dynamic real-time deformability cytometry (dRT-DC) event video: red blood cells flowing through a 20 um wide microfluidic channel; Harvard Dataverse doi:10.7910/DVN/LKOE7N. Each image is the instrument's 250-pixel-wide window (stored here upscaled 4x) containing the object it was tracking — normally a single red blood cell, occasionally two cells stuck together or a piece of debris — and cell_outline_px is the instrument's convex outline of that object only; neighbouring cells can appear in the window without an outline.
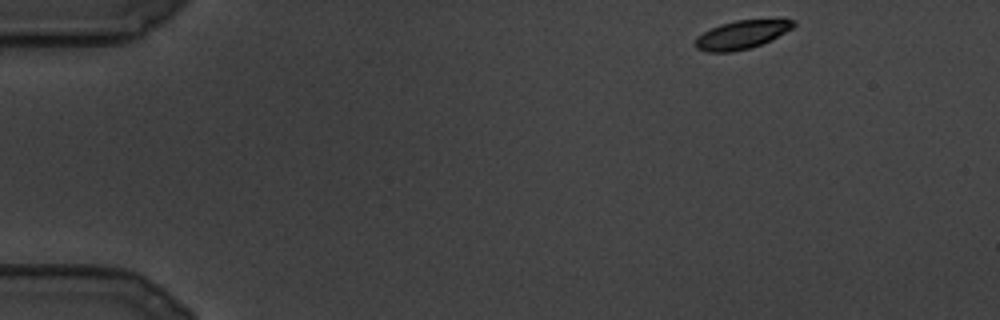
{"species": "common noctule bat (a hibernating species)", "species_latin": "Nyctalus noctula", "temperature_condition": "cold", "stored_images_in_passage": 17, "camera_frame_rate_fps": 3000, "um_per_image_px": 0.085, "animal": {"sex": "male", "body_mass_g": 19.5, "forearm_length_mm": 54.6}, "frame": {"image": 1, "passage_image": 1, "time_ms": 0.0, "image_size_px": [1000, 320], "cell_outline_px": [[796, 24], [792, 28], [760, 44], [748, 48], [732, 52], [708, 52], [696, 48], [696, 36], [720, 24], [736, 20], [784, 16], [796, 20]], "centroid_in_image_um": [63.13, 2.88], "position_along_channel_um": 21.9, "area_um2": 16.65}}